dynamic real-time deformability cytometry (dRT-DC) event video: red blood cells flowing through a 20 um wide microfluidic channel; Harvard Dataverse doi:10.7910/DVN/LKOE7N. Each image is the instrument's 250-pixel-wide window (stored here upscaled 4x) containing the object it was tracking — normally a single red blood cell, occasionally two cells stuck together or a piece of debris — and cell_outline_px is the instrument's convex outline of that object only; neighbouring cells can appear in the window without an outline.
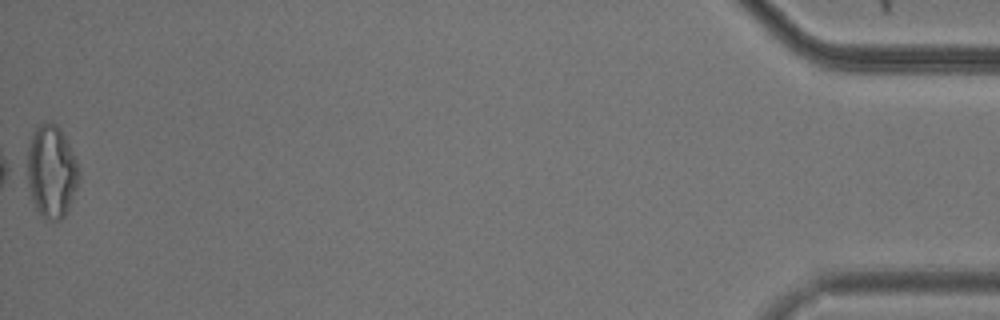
{"species": "common noctule bat (a hibernating species)", "species_latin": "Nyctalus noctula", "temperature_condition": "cold", "stored_images_in_passage": 44, "camera_frame_rate_fps": 3000, "um_per_image_px": 0.085, "animal": {"sex": "male", "body_mass_g": 20.5, "forearm_length_mm": 52.5}, "frame": {"image": 1, "passage_image": 44, "time_ms": 14.333, "image_size_px": [1000, 320], "cell_outline_px": [[80, 176], [68, 212], [60, 220], [52, 220], [44, 216], [36, 208], [32, 200], [28, 184], [28, 144], [36, 128], [44, 120], [52, 120], [60, 128], [76, 160], [80, 172]], "centroid_in_image_um": [4.39, 14.55], "position_along_channel_um": 430.8, "area_um2": 27.74}, "authors_computed_cell_mechanics": {"area_um2": 18.8717, "velocity_mm_per_s": 3.7322, "shape_relaxation_time_tau1_ms": 3.7163, "shape_relaxation_time_tau2_ms": 2.4058, "deformation_change_tau1": 0.1292, "deformation_change_tau2": 0.104}}